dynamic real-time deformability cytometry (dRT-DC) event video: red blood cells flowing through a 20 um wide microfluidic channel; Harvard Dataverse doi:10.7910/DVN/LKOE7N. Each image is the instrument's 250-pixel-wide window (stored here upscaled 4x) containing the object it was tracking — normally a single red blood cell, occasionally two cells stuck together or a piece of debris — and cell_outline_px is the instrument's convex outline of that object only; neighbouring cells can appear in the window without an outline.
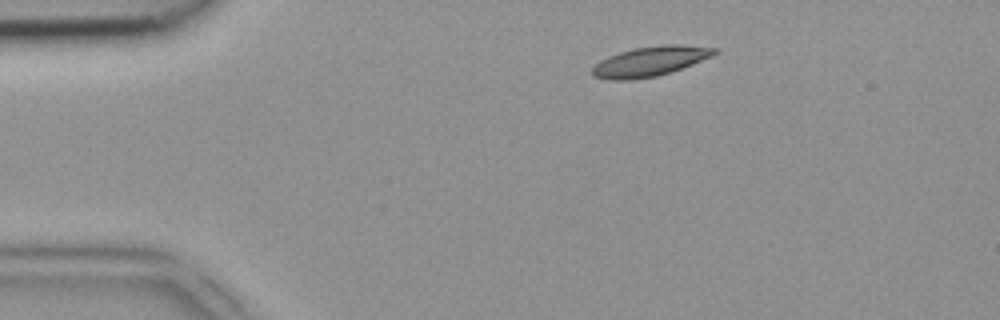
{"species": "common noctule bat (a hibernating species)", "species_latin": "Nyctalus noctula", "temperature_condition": "room temperature", "stored_images_in_passage": 42, "camera_frame_rate_fps": 3000, "um_per_image_px": 0.085, "animal": {"sex": "female", "body_mass_g": 18.4}, "frame": {"image": 1, "passage_image": 2, "time_ms": 0.333, "image_size_px": [1000, 320], "cell_outline_px": [[720, 52], [712, 56], [692, 64], [656, 76], [628, 80], [608, 80], [592, 76], [592, 68], [600, 60], [608, 56], [620, 52], [636, 48], [664, 44], [676, 44], [720, 48]], "centroid_in_image_um": [55.27, 5.2], "position_along_channel_um": 29.7, "area_um2": 21.1}}
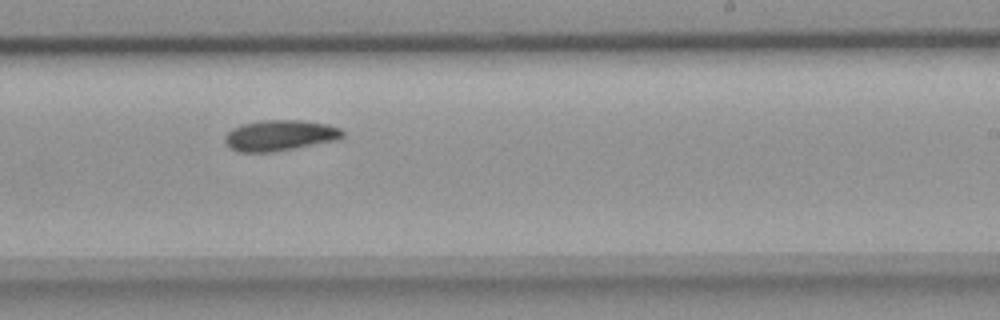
{"frame": {"image": 2, "passage_image": 23, "time_ms": 7.333, "image_size_px": [1000, 320], "cell_outline_px": [[344, 136], [336, 140], [272, 152], [240, 152], [228, 148], [224, 140], [224, 136], [232, 128], [240, 124], [264, 120], [300, 120], [328, 124], [340, 128], [344, 132]], "centroid_in_image_um": [23.75, 11.51], "position_along_channel_um": 265.2, "area_um2": 21.15}}
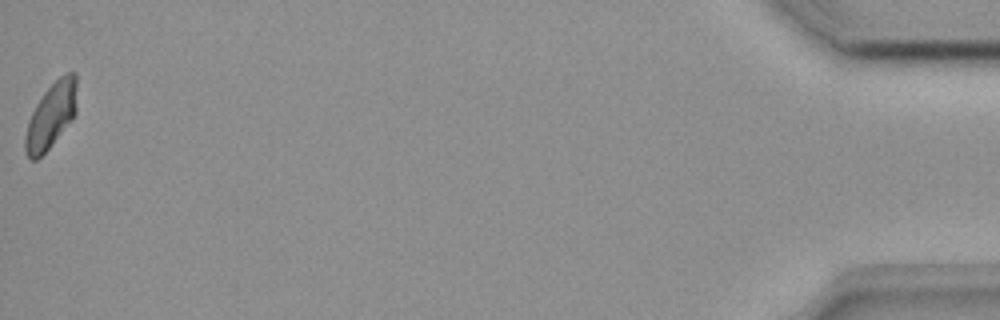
{"frame": {"image": 3, "passage_image": 42, "time_ms": 13.667, "image_size_px": [1000, 320], "cell_outline_px": [[76, 112], [72, 120], [48, 148], [36, 160], [32, 160], [24, 152], [24, 136], [28, 120], [36, 104], [44, 92], [60, 76], [68, 72], [76, 72]], "centroid_in_image_um": [4.33, 9.82], "position_along_channel_um": 430.9, "area_um2": 19.59}}